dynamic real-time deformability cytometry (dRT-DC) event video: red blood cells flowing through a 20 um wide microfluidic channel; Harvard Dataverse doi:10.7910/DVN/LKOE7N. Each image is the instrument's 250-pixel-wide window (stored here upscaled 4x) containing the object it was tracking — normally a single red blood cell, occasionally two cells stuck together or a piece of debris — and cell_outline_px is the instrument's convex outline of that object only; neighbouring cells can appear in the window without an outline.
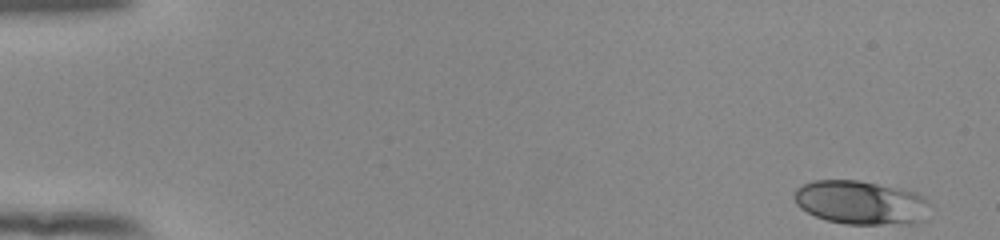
{"species": "human", "species_latin": "Homo sapiens", "temperature_condition": "room temperature", "stored_images_in_passage": 52, "camera_frame_rate_fps": 3000, "um_per_image_px": 0.085, "donor": {"sex": "female"}, "frame": {"image": 1, "passage_image": 1, "time_ms": 0.0, "image_size_px": [1000, 240], "cell_outline_px": [[924, 220], [916, 224], [844, 224], [828, 220], [816, 216], [800, 208], [796, 204], [792, 196], [796, 188], [812, 180], [856, 180], [900, 188], [916, 192], [924, 196]], "centroid_in_image_um": [73.1, 17.21], "position_along_channel_um": 11.9, "area_um2": 34.45}}
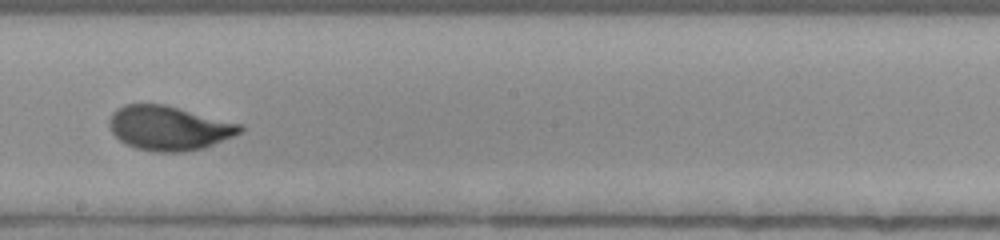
{"frame": {"image": 2, "passage_image": 30, "time_ms": 9.667, "image_size_px": [1000, 240], "cell_outline_px": [[244, 128], [240, 132], [232, 136], [204, 148], [184, 152], [156, 152], [136, 148], [124, 144], [112, 132], [108, 124], [108, 120], [112, 112], [116, 108], [124, 104], [164, 104], [244, 124]], "centroid_in_image_um": [14.34, 10.88], "position_along_channel_um": 233.9, "area_um2": 34.04}}
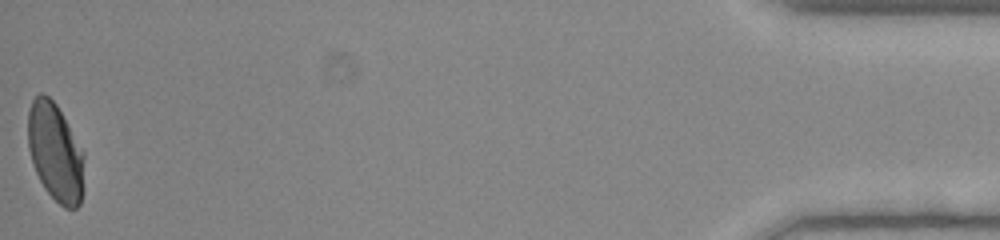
{"frame": {"image": 3, "passage_image": 52, "time_ms": 17.0, "image_size_px": [1000, 240], "cell_outline_px": [[84, 192], [80, 204], [76, 208], [64, 208], [44, 188], [36, 172], [28, 148], [28, 108], [32, 100], [40, 92], [44, 92], [56, 104], [84, 152]], "centroid_in_image_um": [4.72, 12.95], "position_along_channel_um": 430.5, "area_um2": 32.37}, "authors_computed_cell_mechanics": {"area_um2": 33.2639, "velocity_mm_per_s": 3.8896, "shape_relaxation_time_tau1_ms": 5.0072, "shape_relaxation_time_tau2_ms": null, "deformation_change_tau1": 0.1615, "deformation_change_tau2": null}}